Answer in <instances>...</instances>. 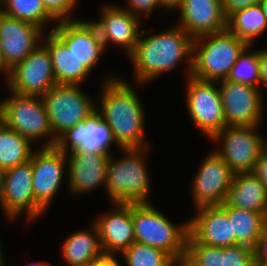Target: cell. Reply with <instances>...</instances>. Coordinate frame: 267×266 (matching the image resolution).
Here are the masks:
<instances>
[{
    "label": "cell",
    "mask_w": 267,
    "mask_h": 266,
    "mask_svg": "<svg viewBox=\"0 0 267 266\" xmlns=\"http://www.w3.org/2000/svg\"><path fill=\"white\" fill-rule=\"evenodd\" d=\"M102 79L99 95L96 94V110L111 128L117 145L120 148L150 147L151 140L145 129L146 106L137 90L145 84L130 83L113 72Z\"/></svg>",
    "instance_id": "1"
},
{
    "label": "cell",
    "mask_w": 267,
    "mask_h": 266,
    "mask_svg": "<svg viewBox=\"0 0 267 266\" xmlns=\"http://www.w3.org/2000/svg\"><path fill=\"white\" fill-rule=\"evenodd\" d=\"M151 33L143 27L135 50L127 57L133 68L132 83L148 86L183 63L184 77L190 76L193 38L176 23L159 33Z\"/></svg>",
    "instance_id": "2"
},
{
    "label": "cell",
    "mask_w": 267,
    "mask_h": 266,
    "mask_svg": "<svg viewBox=\"0 0 267 266\" xmlns=\"http://www.w3.org/2000/svg\"><path fill=\"white\" fill-rule=\"evenodd\" d=\"M151 148H120L110 155L105 192L109 203H151L152 180L148 170Z\"/></svg>",
    "instance_id": "3"
},
{
    "label": "cell",
    "mask_w": 267,
    "mask_h": 266,
    "mask_svg": "<svg viewBox=\"0 0 267 266\" xmlns=\"http://www.w3.org/2000/svg\"><path fill=\"white\" fill-rule=\"evenodd\" d=\"M6 90L8 96L0 98V120L8 128L30 140L34 146L39 144L38 147H55L57 138L52 132L42 98Z\"/></svg>",
    "instance_id": "4"
},
{
    "label": "cell",
    "mask_w": 267,
    "mask_h": 266,
    "mask_svg": "<svg viewBox=\"0 0 267 266\" xmlns=\"http://www.w3.org/2000/svg\"><path fill=\"white\" fill-rule=\"evenodd\" d=\"M247 45L227 28L193 39L191 75L201 80H225Z\"/></svg>",
    "instance_id": "5"
},
{
    "label": "cell",
    "mask_w": 267,
    "mask_h": 266,
    "mask_svg": "<svg viewBox=\"0 0 267 266\" xmlns=\"http://www.w3.org/2000/svg\"><path fill=\"white\" fill-rule=\"evenodd\" d=\"M152 203H132L135 241L164 250L171 257L186 253L188 220L175 224Z\"/></svg>",
    "instance_id": "6"
},
{
    "label": "cell",
    "mask_w": 267,
    "mask_h": 266,
    "mask_svg": "<svg viewBox=\"0 0 267 266\" xmlns=\"http://www.w3.org/2000/svg\"><path fill=\"white\" fill-rule=\"evenodd\" d=\"M185 107L200 136L210 141L226 127L222 98L216 81L185 78Z\"/></svg>",
    "instance_id": "7"
},
{
    "label": "cell",
    "mask_w": 267,
    "mask_h": 266,
    "mask_svg": "<svg viewBox=\"0 0 267 266\" xmlns=\"http://www.w3.org/2000/svg\"><path fill=\"white\" fill-rule=\"evenodd\" d=\"M262 126H226L210 141L213 148L236 173L252 172L262 150L267 146V135ZM214 142V143H213Z\"/></svg>",
    "instance_id": "8"
},
{
    "label": "cell",
    "mask_w": 267,
    "mask_h": 266,
    "mask_svg": "<svg viewBox=\"0 0 267 266\" xmlns=\"http://www.w3.org/2000/svg\"><path fill=\"white\" fill-rule=\"evenodd\" d=\"M32 179V157L25 163L4 170L0 208L6 223L17 222L24 213L25 223L33 224L46 214L35 202Z\"/></svg>",
    "instance_id": "9"
},
{
    "label": "cell",
    "mask_w": 267,
    "mask_h": 266,
    "mask_svg": "<svg viewBox=\"0 0 267 266\" xmlns=\"http://www.w3.org/2000/svg\"><path fill=\"white\" fill-rule=\"evenodd\" d=\"M93 96L83 85L56 84L42 97L56 138L96 110Z\"/></svg>",
    "instance_id": "10"
},
{
    "label": "cell",
    "mask_w": 267,
    "mask_h": 266,
    "mask_svg": "<svg viewBox=\"0 0 267 266\" xmlns=\"http://www.w3.org/2000/svg\"><path fill=\"white\" fill-rule=\"evenodd\" d=\"M4 78L5 88L9 91L41 98L57 84L51 57L42 43L9 69Z\"/></svg>",
    "instance_id": "11"
},
{
    "label": "cell",
    "mask_w": 267,
    "mask_h": 266,
    "mask_svg": "<svg viewBox=\"0 0 267 266\" xmlns=\"http://www.w3.org/2000/svg\"><path fill=\"white\" fill-rule=\"evenodd\" d=\"M233 177L234 173L222 157L214 149H210L189 183L193 207L223 204Z\"/></svg>",
    "instance_id": "12"
},
{
    "label": "cell",
    "mask_w": 267,
    "mask_h": 266,
    "mask_svg": "<svg viewBox=\"0 0 267 266\" xmlns=\"http://www.w3.org/2000/svg\"><path fill=\"white\" fill-rule=\"evenodd\" d=\"M226 126H261L265 118L264 91L250 85L220 80Z\"/></svg>",
    "instance_id": "13"
},
{
    "label": "cell",
    "mask_w": 267,
    "mask_h": 266,
    "mask_svg": "<svg viewBox=\"0 0 267 266\" xmlns=\"http://www.w3.org/2000/svg\"><path fill=\"white\" fill-rule=\"evenodd\" d=\"M32 170L35 202L47 213L61 186L67 182L66 153L56 147H38L32 154Z\"/></svg>",
    "instance_id": "14"
},
{
    "label": "cell",
    "mask_w": 267,
    "mask_h": 266,
    "mask_svg": "<svg viewBox=\"0 0 267 266\" xmlns=\"http://www.w3.org/2000/svg\"><path fill=\"white\" fill-rule=\"evenodd\" d=\"M99 12L98 20L91 21L98 28L105 50L114 46L127 58L135 50L144 21L115 2L103 3Z\"/></svg>",
    "instance_id": "15"
},
{
    "label": "cell",
    "mask_w": 267,
    "mask_h": 266,
    "mask_svg": "<svg viewBox=\"0 0 267 266\" xmlns=\"http://www.w3.org/2000/svg\"><path fill=\"white\" fill-rule=\"evenodd\" d=\"M114 146L116 150L120 149L114 140L111 128L97 110L62 133L55 144L59 151L66 154L73 151H87L111 155Z\"/></svg>",
    "instance_id": "16"
},
{
    "label": "cell",
    "mask_w": 267,
    "mask_h": 266,
    "mask_svg": "<svg viewBox=\"0 0 267 266\" xmlns=\"http://www.w3.org/2000/svg\"><path fill=\"white\" fill-rule=\"evenodd\" d=\"M52 32L92 73L107 53L97 26L91 19L58 22Z\"/></svg>",
    "instance_id": "17"
},
{
    "label": "cell",
    "mask_w": 267,
    "mask_h": 266,
    "mask_svg": "<svg viewBox=\"0 0 267 266\" xmlns=\"http://www.w3.org/2000/svg\"><path fill=\"white\" fill-rule=\"evenodd\" d=\"M44 34L45 31L39 26L7 16L0 11L3 77L42 42Z\"/></svg>",
    "instance_id": "18"
},
{
    "label": "cell",
    "mask_w": 267,
    "mask_h": 266,
    "mask_svg": "<svg viewBox=\"0 0 267 266\" xmlns=\"http://www.w3.org/2000/svg\"><path fill=\"white\" fill-rule=\"evenodd\" d=\"M66 156L69 194L80 197L100 188L105 189L110 154L73 151Z\"/></svg>",
    "instance_id": "19"
},
{
    "label": "cell",
    "mask_w": 267,
    "mask_h": 266,
    "mask_svg": "<svg viewBox=\"0 0 267 266\" xmlns=\"http://www.w3.org/2000/svg\"><path fill=\"white\" fill-rule=\"evenodd\" d=\"M111 208L94 218L104 254H121L135 242L132 203H110Z\"/></svg>",
    "instance_id": "20"
},
{
    "label": "cell",
    "mask_w": 267,
    "mask_h": 266,
    "mask_svg": "<svg viewBox=\"0 0 267 266\" xmlns=\"http://www.w3.org/2000/svg\"><path fill=\"white\" fill-rule=\"evenodd\" d=\"M194 217L188 219V236L204 245L230 247L236 245L227 212L220 205L195 208Z\"/></svg>",
    "instance_id": "21"
},
{
    "label": "cell",
    "mask_w": 267,
    "mask_h": 266,
    "mask_svg": "<svg viewBox=\"0 0 267 266\" xmlns=\"http://www.w3.org/2000/svg\"><path fill=\"white\" fill-rule=\"evenodd\" d=\"M175 13L176 24L193 39L227 28L221 0H182Z\"/></svg>",
    "instance_id": "22"
},
{
    "label": "cell",
    "mask_w": 267,
    "mask_h": 266,
    "mask_svg": "<svg viewBox=\"0 0 267 266\" xmlns=\"http://www.w3.org/2000/svg\"><path fill=\"white\" fill-rule=\"evenodd\" d=\"M41 43L48 49L57 84H86L92 73L52 31L45 32Z\"/></svg>",
    "instance_id": "23"
},
{
    "label": "cell",
    "mask_w": 267,
    "mask_h": 266,
    "mask_svg": "<svg viewBox=\"0 0 267 266\" xmlns=\"http://www.w3.org/2000/svg\"><path fill=\"white\" fill-rule=\"evenodd\" d=\"M225 202L231 207L267 213V191L253 172L234 174Z\"/></svg>",
    "instance_id": "24"
},
{
    "label": "cell",
    "mask_w": 267,
    "mask_h": 266,
    "mask_svg": "<svg viewBox=\"0 0 267 266\" xmlns=\"http://www.w3.org/2000/svg\"><path fill=\"white\" fill-rule=\"evenodd\" d=\"M89 228L72 232L62 243L61 257L67 266L90 264L103 254L95 225L90 221Z\"/></svg>",
    "instance_id": "25"
},
{
    "label": "cell",
    "mask_w": 267,
    "mask_h": 266,
    "mask_svg": "<svg viewBox=\"0 0 267 266\" xmlns=\"http://www.w3.org/2000/svg\"><path fill=\"white\" fill-rule=\"evenodd\" d=\"M220 206L228 214L236 245H245L253 249L258 239L267 229V213H256L231 207L226 202Z\"/></svg>",
    "instance_id": "26"
},
{
    "label": "cell",
    "mask_w": 267,
    "mask_h": 266,
    "mask_svg": "<svg viewBox=\"0 0 267 266\" xmlns=\"http://www.w3.org/2000/svg\"><path fill=\"white\" fill-rule=\"evenodd\" d=\"M227 29L248 45H255L259 36L267 32V18L258 3L231 14Z\"/></svg>",
    "instance_id": "27"
},
{
    "label": "cell",
    "mask_w": 267,
    "mask_h": 266,
    "mask_svg": "<svg viewBox=\"0 0 267 266\" xmlns=\"http://www.w3.org/2000/svg\"><path fill=\"white\" fill-rule=\"evenodd\" d=\"M0 120V168L6 170L31 159L38 148Z\"/></svg>",
    "instance_id": "28"
},
{
    "label": "cell",
    "mask_w": 267,
    "mask_h": 266,
    "mask_svg": "<svg viewBox=\"0 0 267 266\" xmlns=\"http://www.w3.org/2000/svg\"><path fill=\"white\" fill-rule=\"evenodd\" d=\"M0 11L7 16L33 23L45 32L52 31L57 24L46 12L42 0H2Z\"/></svg>",
    "instance_id": "29"
},
{
    "label": "cell",
    "mask_w": 267,
    "mask_h": 266,
    "mask_svg": "<svg viewBox=\"0 0 267 266\" xmlns=\"http://www.w3.org/2000/svg\"><path fill=\"white\" fill-rule=\"evenodd\" d=\"M247 45L239 54L226 80L260 89L258 49Z\"/></svg>",
    "instance_id": "30"
},
{
    "label": "cell",
    "mask_w": 267,
    "mask_h": 266,
    "mask_svg": "<svg viewBox=\"0 0 267 266\" xmlns=\"http://www.w3.org/2000/svg\"><path fill=\"white\" fill-rule=\"evenodd\" d=\"M120 256L125 266H169L172 258L162 249L136 241Z\"/></svg>",
    "instance_id": "31"
},
{
    "label": "cell",
    "mask_w": 267,
    "mask_h": 266,
    "mask_svg": "<svg viewBox=\"0 0 267 266\" xmlns=\"http://www.w3.org/2000/svg\"><path fill=\"white\" fill-rule=\"evenodd\" d=\"M186 253L198 266H223V248L194 242L189 236Z\"/></svg>",
    "instance_id": "32"
},
{
    "label": "cell",
    "mask_w": 267,
    "mask_h": 266,
    "mask_svg": "<svg viewBox=\"0 0 267 266\" xmlns=\"http://www.w3.org/2000/svg\"><path fill=\"white\" fill-rule=\"evenodd\" d=\"M46 12L58 23L78 19L74 15L79 0H42Z\"/></svg>",
    "instance_id": "33"
},
{
    "label": "cell",
    "mask_w": 267,
    "mask_h": 266,
    "mask_svg": "<svg viewBox=\"0 0 267 266\" xmlns=\"http://www.w3.org/2000/svg\"><path fill=\"white\" fill-rule=\"evenodd\" d=\"M223 266H255L254 250L245 245L223 247Z\"/></svg>",
    "instance_id": "34"
},
{
    "label": "cell",
    "mask_w": 267,
    "mask_h": 266,
    "mask_svg": "<svg viewBox=\"0 0 267 266\" xmlns=\"http://www.w3.org/2000/svg\"><path fill=\"white\" fill-rule=\"evenodd\" d=\"M125 2L124 6L122 4L120 6L138 16L141 20H143V17L150 19L152 13L157 10L164 11L160 7L158 0H126Z\"/></svg>",
    "instance_id": "35"
},
{
    "label": "cell",
    "mask_w": 267,
    "mask_h": 266,
    "mask_svg": "<svg viewBox=\"0 0 267 266\" xmlns=\"http://www.w3.org/2000/svg\"><path fill=\"white\" fill-rule=\"evenodd\" d=\"M262 0H221L223 12L226 18H228L234 12L246 9L249 6L256 5Z\"/></svg>",
    "instance_id": "36"
},
{
    "label": "cell",
    "mask_w": 267,
    "mask_h": 266,
    "mask_svg": "<svg viewBox=\"0 0 267 266\" xmlns=\"http://www.w3.org/2000/svg\"><path fill=\"white\" fill-rule=\"evenodd\" d=\"M267 191V146L262 150L252 171Z\"/></svg>",
    "instance_id": "37"
},
{
    "label": "cell",
    "mask_w": 267,
    "mask_h": 266,
    "mask_svg": "<svg viewBox=\"0 0 267 266\" xmlns=\"http://www.w3.org/2000/svg\"><path fill=\"white\" fill-rule=\"evenodd\" d=\"M258 60L260 70V89L267 88V47L258 49ZM264 87V88H263Z\"/></svg>",
    "instance_id": "38"
},
{
    "label": "cell",
    "mask_w": 267,
    "mask_h": 266,
    "mask_svg": "<svg viewBox=\"0 0 267 266\" xmlns=\"http://www.w3.org/2000/svg\"><path fill=\"white\" fill-rule=\"evenodd\" d=\"M120 254H102L90 263V266H123ZM122 260V261H120Z\"/></svg>",
    "instance_id": "39"
},
{
    "label": "cell",
    "mask_w": 267,
    "mask_h": 266,
    "mask_svg": "<svg viewBox=\"0 0 267 266\" xmlns=\"http://www.w3.org/2000/svg\"><path fill=\"white\" fill-rule=\"evenodd\" d=\"M254 250V261H267V229L258 239Z\"/></svg>",
    "instance_id": "40"
},
{
    "label": "cell",
    "mask_w": 267,
    "mask_h": 266,
    "mask_svg": "<svg viewBox=\"0 0 267 266\" xmlns=\"http://www.w3.org/2000/svg\"><path fill=\"white\" fill-rule=\"evenodd\" d=\"M169 266H198L192 258L184 253L182 255H178L177 257H172Z\"/></svg>",
    "instance_id": "41"
},
{
    "label": "cell",
    "mask_w": 267,
    "mask_h": 266,
    "mask_svg": "<svg viewBox=\"0 0 267 266\" xmlns=\"http://www.w3.org/2000/svg\"><path fill=\"white\" fill-rule=\"evenodd\" d=\"M182 0H158L160 7L167 13V11L175 12L181 4Z\"/></svg>",
    "instance_id": "42"
},
{
    "label": "cell",
    "mask_w": 267,
    "mask_h": 266,
    "mask_svg": "<svg viewBox=\"0 0 267 266\" xmlns=\"http://www.w3.org/2000/svg\"><path fill=\"white\" fill-rule=\"evenodd\" d=\"M1 239V238H0ZM4 244L2 243V240H0V266H6V261H5V257L6 256H4Z\"/></svg>",
    "instance_id": "43"
},
{
    "label": "cell",
    "mask_w": 267,
    "mask_h": 266,
    "mask_svg": "<svg viewBox=\"0 0 267 266\" xmlns=\"http://www.w3.org/2000/svg\"><path fill=\"white\" fill-rule=\"evenodd\" d=\"M0 74L3 76V51L1 46V39H0Z\"/></svg>",
    "instance_id": "44"
},
{
    "label": "cell",
    "mask_w": 267,
    "mask_h": 266,
    "mask_svg": "<svg viewBox=\"0 0 267 266\" xmlns=\"http://www.w3.org/2000/svg\"><path fill=\"white\" fill-rule=\"evenodd\" d=\"M4 170L0 168V197L3 191Z\"/></svg>",
    "instance_id": "45"
},
{
    "label": "cell",
    "mask_w": 267,
    "mask_h": 266,
    "mask_svg": "<svg viewBox=\"0 0 267 266\" xmlns=\"http://www.w3.org/2000/svg\"><path fill=\"white\" fill-rule=\"evenodd\" d=\"M261 9L265 15V17L267 18V0H262L260 3Z\"/></svg>",
    "instance_id": "46"
},
{
    "label": "cell",
    "mask_w": 267,
    "mask_h": 266,
    "mask_svg": "<svg viewBox=\"0 0 267 266\" xmlns=\"http://www.w3.org/2000/svg\"><path fill=\"white\" fill-rule=\"evenodd\" d=\"M46 260H40V261H34V262H31L29 264H27V266H43L45 264Z\"/></svg>",
    "instance_id": "47"
},
{
    "label": "cell",
    "mask_w": 267,
    "mask_h": 266,
    "mask_svg": "<svg viewBox=\"0 0 267 266\" xmlns=\"http://www.w3.org/2000/svg\"><path fill=\"white\" fill-rule=\"evenodd\" d=\"M255 266H267V261H254Z\"/></svg>",
    "instance_id": "48"
},
{
    "label": "cell",
    "mask_w": 267,
    "mask_h": 266,
    "mask_svg": "<svg viewBox=\"0 0 267 266\" xmlns=\"http://www.w3.org/2000/svg\"><path fill=\"white\" fill-rule=\"evenodd\" d=\"M43 266H53V265L51 263H49L48 261H46Z\"/></svg>",
    "instance_id": "49"
}]
</instances>
